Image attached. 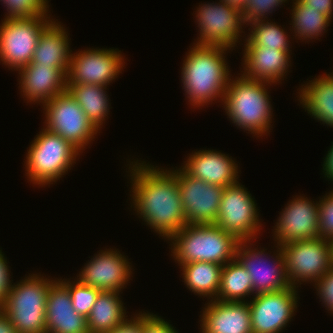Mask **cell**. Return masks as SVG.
Here are the masks:
<instances>
[{
	"instance_id": "cell-14",
	"label": "cell",
	"mask_w": 333,
	"mask_h": 333,
	"mask_svg": "<svg viewBox=\"0 0 333 333\" xmlns=\"http://www.w3.org/2000/svg\"><path fill=\"white\" fill-rule=\"evenodd\" d=\"M176 175L187 224H215L225 187L190 176L182 167Z\"/></svg>"
},
{
	"instance_id": "cell-4",
	"label": "cell",
	"mask_w": 333,
	"mask_h": 333,
	"mask_svg": "<svg viewBox=\"0 0 333 333\" xmlns=\"http://www.w3.org/2000/svg\"><path fill=\"white\" fill-rule=\"evenodd\" d=\"M175 262H211L220 265L233 261L239 240L216 224H186L170 239Z\"/></svg>"
},
{
	"instance_id": "cell-33",
	"label": "cell",
	"mask_w": 333,
	"mask_h": 333,
	"mask_svg": "<svg viewBox=\"0 0 333 333\" xmlns=\"http://www.w3.org/2000/svg\"><path fill=\"white\" fill-rule=\"evenodd\" d=\"M286 1L288 0H247L242 11L245 25L248 26L249 23L258 20H266L268 14L272 13L273 10L276 11V7L281 6Z\"/></svg>"
},
{
	"instance_id": "cell-27",
	"label": "cell",
	"mask_w": 333,
	"mask_h": 333,
	"mask_svg": "<svg viewBox=\"0 0 333 333\" xmlns=\"http://www.w3.org/2000/svg\"><path fill=\"white\" fill-rule=\"evenodd\" d=\"M222 265L211 262H192L180 265L187 289L201 298L214 300L218 294Z\"/></svg>"
},
{
	"instance_id": "cell-28",
	"label": "cell",
	"mask_w": 333,
	"mask_h": 333,
	"mask_svg": "<svg viewBox=\"0 0 333 333\" xmlns=\"http://www.w3.org/2000/svg\"><path fill=\"white\" fill-rule=\"evenodd\" d=\"M249 295L254 296V293L247 270L236 258L223 265L219 291L214 300L244 302Z\"/></svg>"
},
{
	"instance_id": "cell-30",
	"label": "cell",
	"mask_w": 333,
	"mask_h": 333,
	"mask_svg": "<svg viewBox=\"0 0 333 333\" xmlns=\"http://www.w3.org/2000/svg\"><path fill=\"white\" fill-rule=\"evenodd\" d=\"M251 27L248 29L250 33L243 39L246 43L244 46H261L272 48L274 50L292 51L290 50V40L288 32L284 27L275 22H268V19L258 20L249 23ZM247 37V38H246Z\"/></svg>"
},
{
	"instance_id": "cell-42",
	"label": "cell",
	"mask_w": 333,
	"mask_h": 333,
	"mask_svg": "<svg viewBox=\"0 0 333 333\" xmlns=\"http://www.w3.org/2000/svg\"><path fill=\"white\" fill-rule=\"evenodd\" d=\"M221 1L226 2L229 6H232L240 11H243L247 3V0H221Z\"/></svg>"
},
{
	"instance_id": "cell-9",
	"label": "cell",
	"mask_w": 333,
	"mask_h": 333,
	"mask_svg": "<svg viewBox=\"0 0 333 333\" xmlns=\"http://www.w3.org/2000/svg\"><path fill=\"white\" fill-rule=\"evenodd\" d=\"M280 247L285 258L288 281L294 288L304 282H314V285L333 266L329 239L317 237L285 243Z\"/></svg>"
},
{
	"instance_id": "cell-23",
	"label": "cell",
	"mask_w": 333,
	"mask_h": 333,
	"mask_svg": "<svg viewBox=\"0 0 333 333\" xmlns=\"http://www.w3.org/2000/svg\"><path fill=\"white\" fill-rule=\"evenodd\" d=\"M57 19L53 20L41 33L30 63L52 66L68 74L71 55L68 32Z\"/></svg>"
},
{
	"instance_id": "cell-19",
	"label": "cell",
	"mask_w": 333,
	"mask_h": 333,
	"mask_svg": "<svg viewBox=\"0 0 333 333\" xmlns=\"http://www.w3.org/2000/svg\"><path fill=\"white\" fill-rule=\"evenodd\" d=\"M200 315L201 333H252L251 310L247 300H209Z\"/></svg>"
},
{
	"instance_id": "cell-32",
	"label": "cell",
	"mask_w": 333,
	"mask_h": 333,
	"mask_svg": "<svg viewBox=\"0 0 333 333\" xmlns=\"http://www.w3.org/2000/svg\"><path fill=\"white\" fill-rule=\"evenodd\" d=\"M7 10L4 19L50 15L48 0H0Z\"/></svg>"
},
{
	"instance_id": "cell-26",
	"label": "cell",
	"mask_w": 333,
	"mask_h": 333,
	"mask_svg": "<svg viewBox=\"0 0 333 333\" xmlns=\"http://www.w3.org/2000/svg\"><path fill=\"white\" fill-rule=\"evenodd\" d=\"M67 90L81 107L86 117L100 131L109 114L107 87L97 84L67 83Z\"/></svg>"
},
{
	"instance_id": "cell-7",
	"label": "cell",
	"mask_w": 333,
	"mask_h": 333,
	"mask_svg": "<svg viewBox=\"0 0 333 333\" xmlns=\"http://www.w3.org/2000/svg\"><path fill=\"white\" fill-rule=\"evenodd\" d=\"M43 108L44 128L60 135L82 153L94 141L97 133H100L68 90L43 104Z\"/></svg>"
},
{
	"instance_id": "cell-20",
	"label": "cell",
	"mask_w": 333,
	"mask_h": 333,
	"mask_svg": "<svg viewBox=\"0 0 333 333\" xmlns=\"http://www.w3.org/2000/svg\"><path fill=\"white\" fill-rule=\"evenodd\" d=\"M181 166L190 176L211 185L227 187L239 182L238 164L225 153L215 150H196Z\"/></svg>"
},
{
	"instance_id": "cell-8",
	"label": "cell",
	"mask_w": 333,
	"mask_h": 333,
	"mask_svg": "<svg viewBox=\"0 0 333 333\" xmlns=\"http://www.w3.org/2000/svg\"><path fill=\"white\" fill-rule=\"evenodd\" d=\"M50 17L3 19L0 24V63L2 61L14 71L28 65L42 31L54 20Z\"/></svg>"
},
{
	"instance_id": "cell-3",
	"label": "cell",
	"mask_w": 333,
	"mask_h": 333,
	"mask_svg": "<svg viewBox=\"0 0 333 333\" xmlns=\"http://www.w3.org/2000/svg\"><path fill=\"white\" fill-rule=\"evenodd\" d=\"M238 75L235 79L230 76L222 102L224 110L238 128L254 137L266 136L272 128L273 109L267 90L272 83Z\"/></svg>"
},
{
	"instance_id": "cell-10",
	"label": "cell",
	"mask_w": 333,
	"mask_h": 333,
	"mask_svg": "<svg viewBox=\"0 0 333 333\" xmlns=\"http://www.w3.org/2000/svg\"><path fill=\"white\" fill-rule=\"evenodd\" d=\"M195 14L200 34L193 44L222 46L233 51L237 43L241 42L238 40H241L245 24L242 11L219 0L218 3L199 5Z\"/></svg>"
},
{
	"instance_id": "cell-17",
	"label": "cell",
	"mask_w": 333,
	"mask_h": 333,
	"mask_svg": "<svg viewBox=\"0 0 333 333\" xmlns=\"http://www.w3.org/2000/svg\"><path fill=\"white\" fill-rule=\"evenodd\" d=\"M118 249H105L94 255L76 279L100 291L121 292L132 280L133 268ZM125 286V287H124Z\"/></svg>"
},
{
	"instance_id": "cell-40",
	"label": "cell",
	"mask_w": 333,
	"mask_h": 333,
	"mask_svg": "<svg viewBox=\"0 0 333 333\" xmlns=\"http://www.w3.org/2000/svg\"><path fill=\"white\" fill-rule=\"evenodd\" d=\"M333 144V142H332ZM323 173L325 178L333 182V145L329 148L323 163Z\"/></svg>"
},
{
	"instance_id": "cell-31",
	"label": "cell",
	"mask_w": 333,
	"mask_h": 333,
	"mask_svg": "<svg viewBox=\"0 0 333 333\" xmlns=\"http://www.w3.org/2000/svg\"><path fill=\"white\" fill-rule=\"evenodd\" d=\"M59 279L68 288L72 299V308L76 313L87 319L95 304V300L101 291L81 283L78 279H74V281L69 279Z\"/></svg>"
},
{
	"instance_id": "cell-2",
	"label": "cell",
	"mask_w": 333,
	"mask_h": 333,
	"mask_svg": "<svg viewBox=\"0 0 333 333\" xmlns=\"http://www.w3.org/2000/svg\"><path fill=\"white\" fill-rule=\"evenodd\" d=\"M186 53L181 68V81L188 102L195 108L223 102L231 71L226 62L227 50L222 46L197 45Z\"/></svg>"
},
{
	"instance_id": "cell-16",
	"label": "cell",
	"mask_w": 333,
	"mask_h": 333,
	"mask_svg": "<svg viewBox=\"0 0 333 333\" xmlns=\"http://www.w3.org/2000/svg\"><path fill=\"white\" fill-rule=\"evenodd\" d=\"M318 203L302 195L289 201L272 229L276 245L319 237Z\"/></svg>"
},
{
	"instance_id": "cell-37",
	"label": "cell",
	"mask_w": 333,
	"mask_h": 333,
	"mask_svg": "<svg viewBox=\"0 0 333 333\" xmlns=\"http://www.w3.org/2000/svg\"><path fill=\"white\" fill-rule=\"evenodd\" d=\"M7 258H5L2 250H0V307L3 305L7 293L10 290L11 283L13 280H10V270L9 265H7Z\"/></svg>"
},
{
	"instance_id": "cell-1",
	"label": "cell",
	"mask_w": 333,
	"mask_h": 333,
	"mask_svg": "<svg viewBox=\"0 0 333 333\" xmlns=\"http://www.w3.org/2000/svg\"><path fill=\"white\" fill-rule=\"evenodd\" d=\"M138 161L128 164L133 208L150 229L168 241L187 224L176 175L171 169Z\"/></svg>"
},
{
	"instance_id": "cell-22",
	"label": "cell",
	"mask_w": 333,
	"mask_h": 333,
	"mask_svg": "<svg viewBox=\"0 0 333 333\" xmlns=\"http://www.w3.org/2000/svg\"><path fill=\"white\" fill-rule=\"evenodd\" d=\"M291 51L274 50L261 46H244L242 75L249 79L280 83L291 65ZM285 75V76H284Z\"/></svg>"
},
{
	"instance_id": "cell-21",
	"label": "cell",
	"mask_w": 333,
	"mask_h": 333,
	"mask_svg": "<svg viewBox=\"0 0 333 333\" xmlns=\"http://www.w3.org/2000/svg\"><path fill=\"white\" fill-rule=\"evenodd\" d=\"M46 333H89L87 319L72 308L68 288L57 278L46 299Z\"/></svg>"
},
{
	"instance_id": "cell-29",
	"label": "cell",
	"mask_w": 333,
	"mask_h": 333,
	"mask_svg": "<svg viewBox=\"0 0 333 333\" xmlns=\"http://www.w3.org/2000/svg\"><path fill=\"white\" fill-rule=\"evenodd\" d=\"M291 19L292 28L289 29L293 32L294 38L303 41H310L322 37L327 31L331 20L314 9H309L306 5L301 4L298 0H292ZM320 35V36H319ZM308 40V41H307Z\"/></svg>"
},
{
	"instance_id": "cell-43",
	"label": "cell",
	"mask_w": 333,
	"mask_h": 333,
	"mask_svg": "<svg viewBox=\"0 0 333 333\" xmlns=\"http://www.w3.org/2000/svg\"><path fill=\"white\" fill-rule=\"evenodd\" d=\"M332 246V265H333V239L330 240Z\"/></svg>"
},
{
	"instance_id": "cell-11",
	"label": "cell",
	"mask_w": 333,
	"mask_h": 333,
	"mask_svg": "<svg viewBox=\"0 0 333 333\" xmlns=\"http://www.w3.org/2000/svg\"><path fill=\"white\" fill-rule=\"evenodd\" d=\"M247 190L239 182L224 188L215 223L239 241L257 239L262 229L257 203Z\"/></svg>"
},
{
	"instance_id": "cell-39",
	"label": "cell",
	"mask_w": 333,
	"mask_h": 333,
	"mask_svg": "<svg viewBox=\"0 0 333 333\" xmlns=\"http://www.w3.org/2000/svg\"><path fill=\"white\" fill-rule=\"evenodd\" d=\"M301 4L306 5L309 9L317 10L330 20L333 16V0H298Z\"/></svg>"
},
{
	"instance_id": "cell-35",
	"label": "cell",
	"mask_w": 333,
	"mask_h": 333,
	"mask_svg": "<svg viewBox=\"0 0 333 333\" xmlns=\"http://www.w3.org/2000/svg\"><path fill=\"white\" fill-rule=\"evenodd\" d=\"M320 301L333 314V266L314 284Z\"/></svg>"
},
{
	"instance_id": "cell-34",
	"label": "cell",
	"mask_w": 333,
	"mask_h": 333,
	"mask_svg": "<svg viewBox=\"0 0 333 333\" xmlns=\"http://www.w3.org/2000/svg\"><path fill=\"white\" fill-rule=\"evenodd\" d=\"M328 194V195H327ZM319 237L333 239V189L319 199Z\"/></svg>"
},
{
	"instance_id": "cell-38",
	"label": "cell",
	"mask_w": 333,
	"mask_h": 333,
	"mask_svg": "<svg viewBox=\"0 0 333 333\" xmlns=\"http://www.w3.org/2000/svg\"><path fill=\"white\" fill-rule=\"evenodd\" d=\"M108 333H142V312L128 318Z\"/></svg>"
},
{
	"instance_id": "cell-18",
	"label": "cell",
	"mask_w": 333,
	"mask_h": 333,
	"mask_svg": "<svg viewBox=\"0 0 333 333\" xmlns=\"http://www.w3.org/2000/svg\"><path fill=\"white\" fill-rule=\"evenodd\" d=\"M18 73L20 93L27 103L43 105L67 90V75L61 69L29 63Z\"/></svg>"
},
{
	"instance_id": "cell-6",
	"label": "cell",
	"mask_w": 333,
	"mask_h": 333,
	"mask_svg": "<svg viewBox=\"0 0 333 333\" xmlns=\"http://www.w3.org/2000/svg\"><path fill=\"white\" fill-rule=\"evenodd\" d=\"M53 281L37 273L11 283L0 308L18 333H46V299Z\"/></svg>"
},
{
	"instance_id": "cell-24",
	"label": "cell",
	"mask_w": 333,
	"mask_h": 333,
	"mask_svg": "<svg viewBox=\"0 0 333 333\" xmlns=\"http://www.w3.org/2000/svg\"><path fill=\"white\" fill-rule=\"evenodd\" d=\"M329 73L309 80L297 93L305 112L333 128V74Z\"/></svg>"
},
{
	"instance_id": "cell-12",
	"label": "cell",
	"mask_w": 333,
	"mask_h": 333,
	"mask_svg": "<svg viewBox=\"0 0 333 333\" xmlns=\"http://www.w3.org/2000/svg\"><path fill=\"white\" fill-rule=\"evenodd\" d=\"M251 242L250 240L240 241L235 258L250 274L254 295L289 288L291 285L286 274L285 258L281 247L275 246L278 249L275 253L273 252L275 256H271L272 260L264 249L252 248L254 245Z\"/></svg>"
},
{
	"instance_id": "cell-15",
	"label": "cell",
	"mask_w": 333,
	"mask_h": 333,
	"mask_svg": "<svg viewBox=\"0 0 333 333\" xmlns=\"http://www.w3.org/2000/svg\"><path fill=\"white\" fill-rule=\"evenodd\" d=\"M297 288L257 294L248 300L252 333H280L297 310Z\"/></svg>"
},
{
	"instance_id": "cell-25",
	"label": "cell",
	"mask_w": 333,
	"mask_h": 333,
	"mask_svg": "<svg viewBox=\"0 0 333 333\" xmlns=\"http://www.w3.org/2000/svg\"><path fill=\"white\" fill-rule=\"evenodd\" d=\"M119 292L101 291L87 317L89 333H108L128 318Z\"/></svg>"
},
{
	"instance_id": "cell-5",
	"label": "cell",
	"mask_w": 333,
	"mask_h": 333,
	"mask_svg": "<svg viewBox=\"0 0 333 333\" xmlns=\"http://www.w3.org/2000/svg\"><path fill=\"white\" fill-rule=\"evenodd\" d=\"M80 154L69 141L43 127L26 152L25 176L32 184L50 186L71 170Z\"/></svg>"
},
{
	"instance_id": "cell-13",
	"label": "cell",
	"mask_w": 333,
	"mask_h": 333,
	"mask_svg": "<svg viewBox=\"0 0 333 333\" xmlns=\"http://www.w3.org/2000/svg\"><path fill=\"white\" fill-rule=\"evenodd\" d=\"M125 58L121 50L87 48L71 55L67 83L97 84L107 87L122 73Z\"/></svg>"
},
{
	"instance_id": "cell-41",
	"label": "cell",
	"mask_w": 333,
	"mask_h": 333,
	"mask_svg": "<svg viewBox=\"0 0 333 333\" xmlns=\"http://www.w3.org/2000/svg\"><path fill=\"white\" fill-rule=\"evenodd\" d=\"M0 333H18L5 312L0 308Z\"/></svg>"
},
{
	"instance_id": "cell-36",
	"label": "cell",
	"mask_w": 333,
	"mask_h": 333,
	"mask_svg": "<svg viewBox=\"0 0 333 333\" xmlns=\"http://www.w3.org/2000/svg\"><path fill=\"white\" fill-rule=\"evenodd\" d=\"M170 322L164 318L149 313H142V333H179Z\"/></svg>"
}]
</instances>
